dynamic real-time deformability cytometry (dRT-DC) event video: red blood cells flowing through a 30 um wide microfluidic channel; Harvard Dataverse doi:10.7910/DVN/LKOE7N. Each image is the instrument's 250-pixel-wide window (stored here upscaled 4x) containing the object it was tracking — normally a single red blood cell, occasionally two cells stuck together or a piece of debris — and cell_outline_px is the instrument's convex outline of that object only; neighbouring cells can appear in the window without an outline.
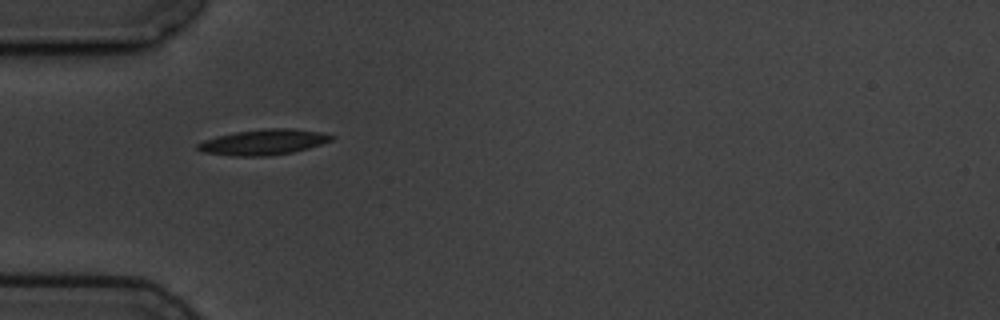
{"species": "common noctule bat (a hibernating species)", "species_latin": "Nyctalus noctula", "temperature_condition": "cold", "stored_images_in_passage": 6, "camera_frame_rate_fps": 3000, "um_per_image_px": 0.085, "animal": {"sex": "male", "body_mass_g": 19.5, "forearm_length_mm": 54.6}, "frame": {"image": 1, "passage_image": 5, "time_ms": 4.667, "image_size_px": [1000, 320], "cell_outline_px": [[336, 136], [332, 140], [308, 148], [292, 152], [268, 156], [232, 156], [204, 152], [196, 148], [196, 144], [204, 140], [216, 136], [236, 132], [268, 128], [292, 128], [320, 132]], "centroid_in_image_um": [22.39, 12.08], "position_along_channel_um": 62.6, "area_um2": 19.83}}
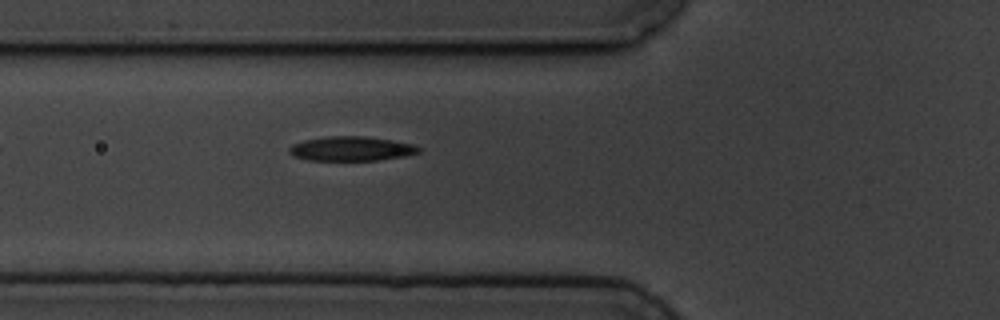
{"frame": {"image": 2, "passage_image": 6, "time_ms": 5.667, "image_size_px": [1000, 320], "cell_outline_px": [[420, 152], [404, 156], [376, 160], [308, 160], [296, 156], [288, 152], [288, 148], [292, 144], [304, 140], [328, 136], [364, 136], [392, 140], [412, 144], [420, 148]], "centroid_in_image_um": [29.84, 12.63], "position_along_channel_um": 96.0, "area_um2": 18.26}}